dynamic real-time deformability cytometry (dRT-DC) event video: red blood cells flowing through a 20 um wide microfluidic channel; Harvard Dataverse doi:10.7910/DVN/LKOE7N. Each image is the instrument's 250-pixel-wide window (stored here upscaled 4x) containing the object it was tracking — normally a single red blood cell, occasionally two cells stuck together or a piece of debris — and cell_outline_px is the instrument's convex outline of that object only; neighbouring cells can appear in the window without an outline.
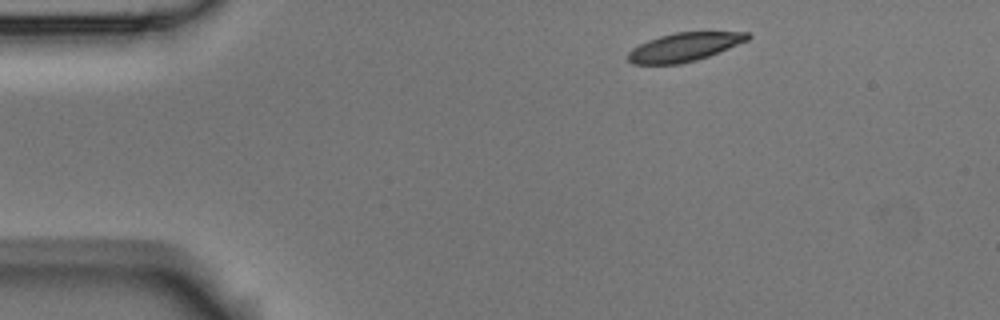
{"species": "Egyptian fruit bat (a non-hibernating species)", "species_latin": "Rousettus aegyptiacus", "temperature_condition": "room temperature", "stored_images_in_passage": 4, "camera_frame_rate_fps": 3000, "um_per_image_px": 0.085, "animal": {"sex": "male"}, "frame": {"image": 1, "passage_image": 1, "time_ms": 0.0, "image_size_px": [1000, 320], "cell_outline_px": [[752, 36], [748, 40], [708, 56], [696, 60], [680, 64], [632, 64], [628, 60], [628, 52], [632, 48], [648, 40], [660, 36], [676, 32], [748, 32]], "centroid_in_image_um": [58.15, 4.0], "position_along_channel_um": 26.9, "area_um2": 19.77}}